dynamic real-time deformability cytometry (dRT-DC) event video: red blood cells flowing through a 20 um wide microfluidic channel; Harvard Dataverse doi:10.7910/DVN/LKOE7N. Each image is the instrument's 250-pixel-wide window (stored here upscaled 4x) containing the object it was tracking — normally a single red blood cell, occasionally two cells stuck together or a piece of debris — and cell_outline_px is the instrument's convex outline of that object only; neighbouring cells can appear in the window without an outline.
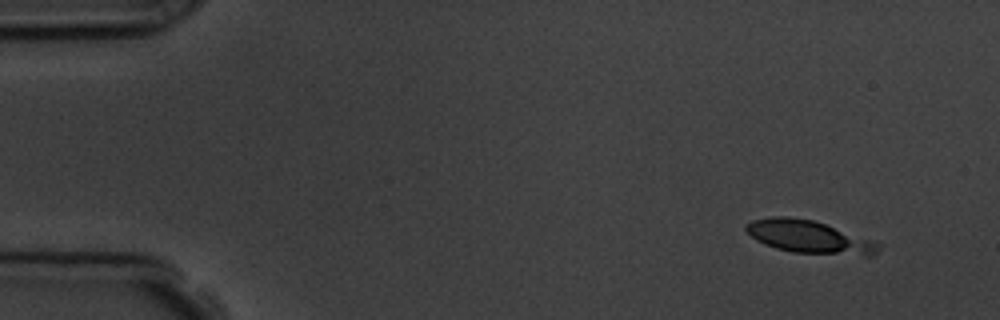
{"species": "common noctule bat (a hibernating species)", "species_latin": "Nyctalus noctula", "temperature_condition": "room temperature", "stored_images_in_passage": 6, "camera_frame_rate_fps": 3000, "um_per_image_px": 0.085, "animal": {"sex": "male", "body_mass_g": 19.5, "forearm_length_mm": 54.6}, "frame": {"image": 1, "passage_image": 1, "time_ms": 0.0, "image_size_px": [1000, 320], "cell_outline_px": [[884, 244], [872, 256], [864, 256], [792, 252], [776, 248], [764, 244], [756, 240], [744, 228], [752, 220], [772, 216], [788, 216], [812, 220]], "centroid_in_image_um": [68.79, 20.15], "position_along_channel_um": 16.2, "area_um2": 25.2}}